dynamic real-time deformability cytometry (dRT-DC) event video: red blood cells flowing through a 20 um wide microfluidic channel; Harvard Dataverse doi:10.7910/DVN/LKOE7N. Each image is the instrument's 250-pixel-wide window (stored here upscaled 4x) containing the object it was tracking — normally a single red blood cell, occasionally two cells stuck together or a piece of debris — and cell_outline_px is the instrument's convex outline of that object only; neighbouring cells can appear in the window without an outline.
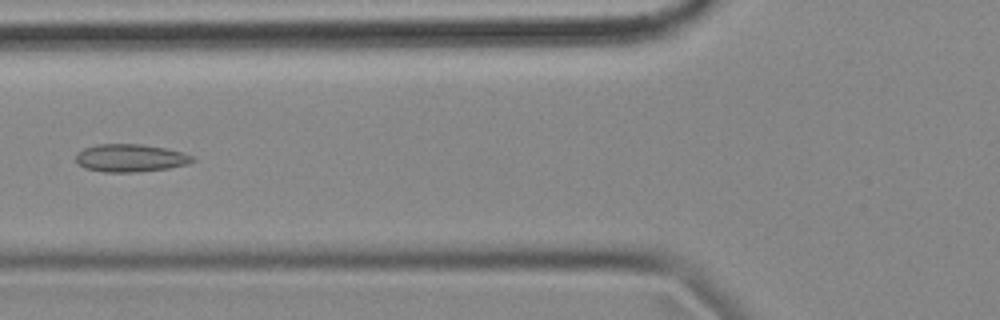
{"species": "common noctule bat (a hibernating species)", "species_latin": "Nyctalus noctula", "temperature_condition": "cold", "stored_images_in_passage": 5, "camera_frame_rate_fps": 3000, "um_per_image_px": 0.085, "animal": {"sex": "female", "body_mass_g": 18.4}, "frame": {"image": 1, "passage_image": 5, "time_ms": 1.333, "image_size_px": [1000, 320], "cell_outline_px": [[196, 160], [188, 164], [168, 168], [136, 172], [104, 172], [84, 168], [76, 164], [76, 152], [84, 148], [100, 144], [140, 144], [164, 148], [180, 152], [192, 156]], "centroid_in_image_um": [11.03, 13.44], "position_along_channel_um": 114.8, "area_um2": 18.84}}